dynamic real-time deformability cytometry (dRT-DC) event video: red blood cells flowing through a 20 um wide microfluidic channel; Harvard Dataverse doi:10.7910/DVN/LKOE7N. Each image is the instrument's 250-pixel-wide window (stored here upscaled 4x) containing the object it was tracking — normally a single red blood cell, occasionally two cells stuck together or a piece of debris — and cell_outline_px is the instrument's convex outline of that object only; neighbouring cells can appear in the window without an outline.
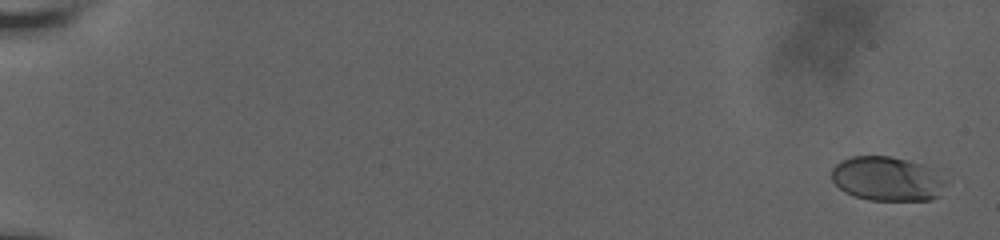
{"species": "human", "species_latin": "Homo sapiens", "temperature_condition": "room temperature", "stored_images_in_passage": 62, "camera_frame_rate_fps": 3000, "um_per_image_px": 0.085, "donor": {"sex": "male"}, "frame": {"image": 1, "passage_image": 3, "time_ms": 0.667, "image_size_px": [1000, 240], "cell_outline_px": [[948, 184], [940, 196], [932, 200], [868, 200], [844, 192], [832, 180], [832, 168], [840, 160], [852, 156], [888, 156], [908, 160], [920, 164], [948, 180]], "centroid_in_image_um": [75.42, 15.21], "position_along_channel_um": 9.6, "area_um2": 29.59}}
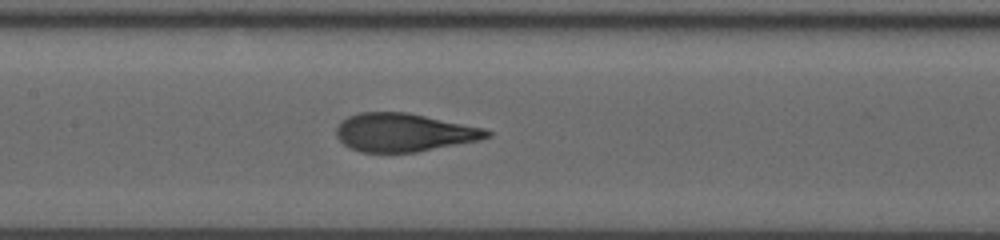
{"frame": {"image": 2, "passage_image": 34, "time_ms": 11.0, "image_size_px": [1000, 240], "cell_outline_px": [[492, 136], [480, 140], [416, 152], [360, 152], [348, 148], [336, 136], [336, 128], [348, 116], [360, 112], [408, 112], [484, 128], [492, 132]], "centroid_in_image_um": [34.34, 11.26], "position_along_channel_um": 173.1, "area_um2": 33.58}}
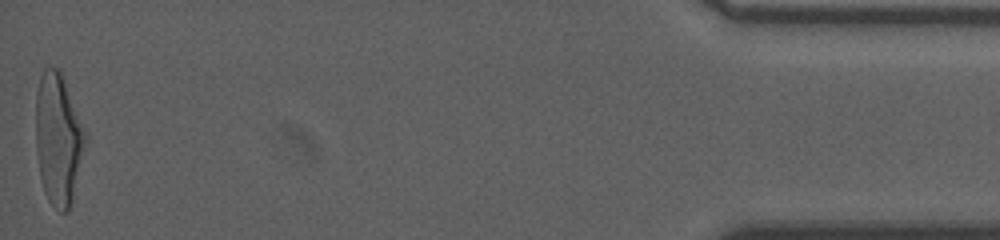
{"frame": {"image": 3, "passage_image": 62, "time_ms": 20.333, "image_size_px": [1000, 240], "cell_outline_px": [[88, 140], [72, 200], [68, 208], [64, 212], [60, 212], [48, 200], [44, 192], [40, 176], [36, 152], [36, 92], [40, 76], [44, 68], [60, 68], [88, 132]], "centroid_in_image_um": [4.98, 11.76], "position_along_channel_um": 430.2, "area_um2": 38.73}, "authors_computed_cell_mechanics": {"area_um2": 33.6685, "velocity_mm_per_s": 3.6535, "shape_relaxation_time_tau1_ms": 5.2311, "shape_relaxation_time_tau2_ms": null, "deformation_change_tau1": 0.2377, "deformation_change_tau2": null}}